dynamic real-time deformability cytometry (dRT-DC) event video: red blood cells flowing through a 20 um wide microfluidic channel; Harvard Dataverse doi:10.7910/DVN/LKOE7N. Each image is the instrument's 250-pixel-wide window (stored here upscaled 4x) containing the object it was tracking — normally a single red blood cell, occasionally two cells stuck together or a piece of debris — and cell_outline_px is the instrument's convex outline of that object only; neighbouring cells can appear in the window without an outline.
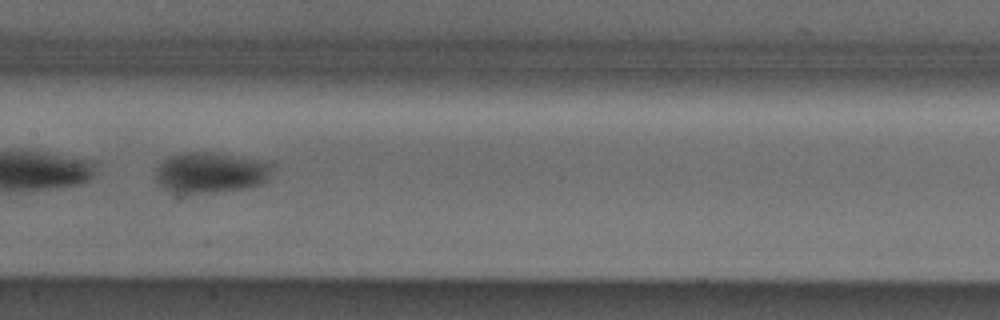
{"species": "Egyptian fruit bat (a non-hibernating species)", "species_latin": "Rousettus aegyptiacus", "temperature_condition": "cold", "stored_images_in_passage": 35, "camera_frame_rate_fps": 3000, "um_per_image_px": 0.085, "animal": {"sex": "male"}, "frame": {"image": 1, "passage_image": 25, "time_ms": 8.0, "image_size_px": [1000, 320], "cell_outline_px": [[276, 164], [268, 180], [264, 184], [244, 188], [188, 196], [172, 192], [164, 188], [156, 180], [156, 168], [164, 160], [172, 156], [184, 152], [204, 152], [272, 160]], "centroid_in_image_um": [17.99, 14.69], "position_along_channel_um": 189.4, "area_um2": 28.55}}